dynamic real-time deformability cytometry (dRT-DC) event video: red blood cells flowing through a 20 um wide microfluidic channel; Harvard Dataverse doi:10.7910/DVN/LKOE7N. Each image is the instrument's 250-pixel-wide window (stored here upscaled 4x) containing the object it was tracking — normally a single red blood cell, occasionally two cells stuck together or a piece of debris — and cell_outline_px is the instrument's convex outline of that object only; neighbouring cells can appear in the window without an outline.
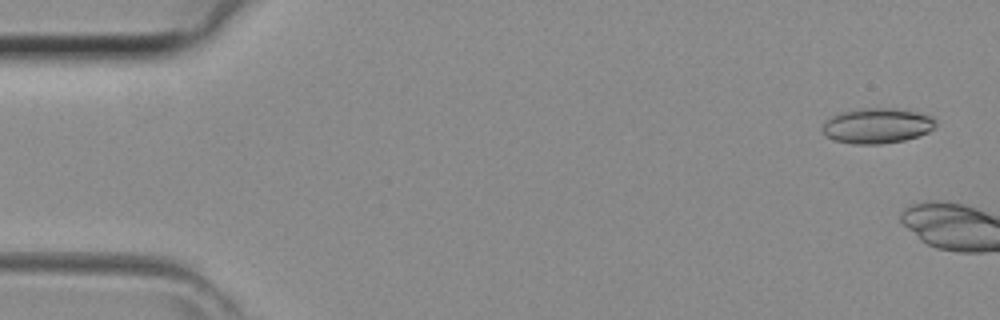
{"species": "common noctule bat (a hibernating species)", "species_latin": "Nyctalus noctula", "temperature_condition": "room temperature", "stored_images_in_passage": 11, "camera_frame_rate_fps": 3000, "um_per_image_px": 0.085, "animal": {"sex": "female", "body_mass_g": 29.2, "forearm_length_mm": 56.3}, "frame": {"image": 1, "passage_image": 2, "time_ms": 0.333, "image_size_px": [1000, 320], "cell_outline_px": [[936, 124], [928, 132], [904, 140], [880, 144], [852, 144], [832, 140], [824, 136], [820, 128], [832, 116], [840, 112], [860, 108], [892, 108], [916, 112], [932, 116], [936, 120]], "centroid_in_image_um": [74.5, 10.69], "position_along_channel_um": 10.5, "area_um2": 23.35}}